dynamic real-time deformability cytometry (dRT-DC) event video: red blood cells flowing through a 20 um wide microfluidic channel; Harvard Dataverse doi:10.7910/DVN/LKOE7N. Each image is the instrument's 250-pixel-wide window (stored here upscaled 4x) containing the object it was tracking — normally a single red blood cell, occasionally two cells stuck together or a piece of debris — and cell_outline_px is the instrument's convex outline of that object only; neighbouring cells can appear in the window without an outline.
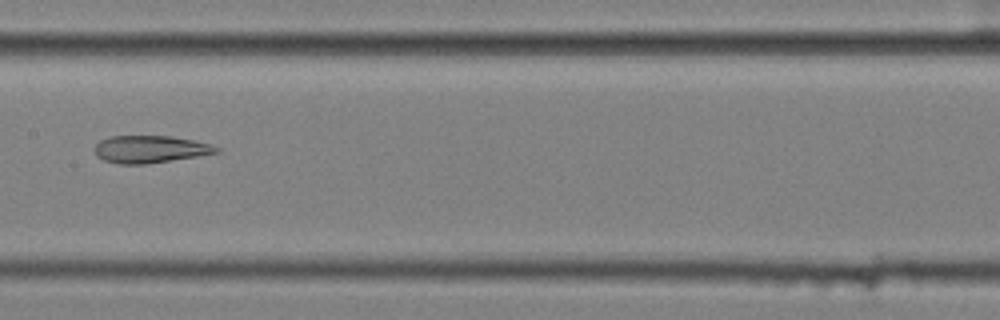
{"species": "common noctule bat (a hibernating species)", "species_latin": "Nyctalus noctula", "temperature_condition": "cold", "stored_images_in_passage": 9, "camera_frame_rate_fps": 3000, "um_per_image_px": 0.085, "animal": {"sex": "female", "body_mass_g": 25.1}, "frame": {"image": 1, "passage_image": 4, "time_ms": 1.0, "image_size_px": [1000, 320], "cell_outline_px": [[220, 152], [196, 156], [144, 164], [120, 164], [104, 160], [96, 156], [92, 148], [100, 140], [112, 136], [172, 136], [192, 140], [208, 144], [220, 148]], "centroid_in_image_um": [12.7, 12.68], "position_along_channel_um": 194.7, "area_um2": 19.25}}
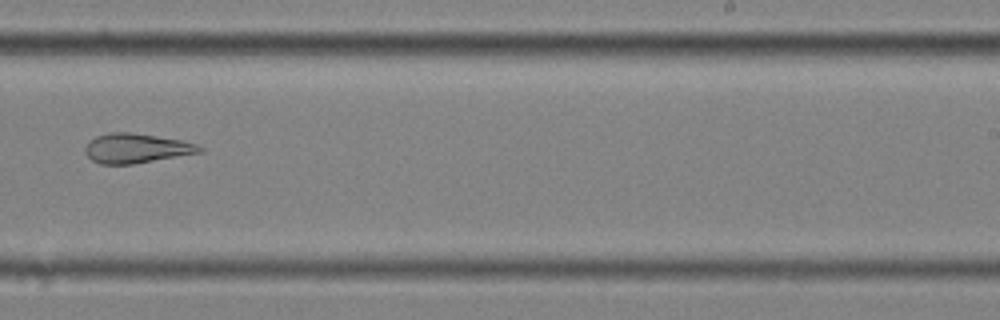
{"frame": {"image": 2, "passage_image": 6, "time_ms": 1.667, "image_size_px": [1000, 320], "cell_outline_px": [[204, 152], [132, 164], [100, 164], [92, 160], [84, 152], [84, 148], [96, 136], [108, 132], [132, 132], [180, 140], [196, 144], [204, 148]], "centroid_in_image_um": [11.59, 12.6], "position_along_channel_um": 277.4, "area_um2": 19.65}}
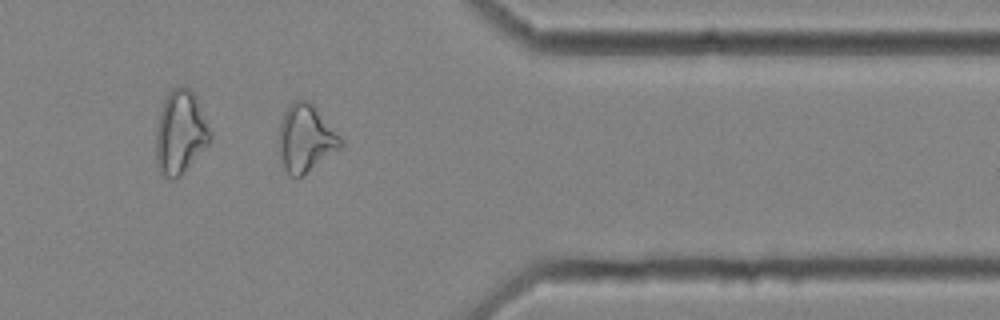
{"frame": {"image": 3, "passage_image": 9, "time_ms": 2.667, "image_size_px": [1000, 320], "cell_outline_px": [[344, 144], [340, 148], [296, 180], [284, 168], [280, 156], [280, 120], [284, 112], [292, 100], [308, 100], [316, 108], [340, 136]], "centroid_in_image_um": [25.98, 11.75], "position_along_channel_um": 385.4, "area_um2": 23.87}}